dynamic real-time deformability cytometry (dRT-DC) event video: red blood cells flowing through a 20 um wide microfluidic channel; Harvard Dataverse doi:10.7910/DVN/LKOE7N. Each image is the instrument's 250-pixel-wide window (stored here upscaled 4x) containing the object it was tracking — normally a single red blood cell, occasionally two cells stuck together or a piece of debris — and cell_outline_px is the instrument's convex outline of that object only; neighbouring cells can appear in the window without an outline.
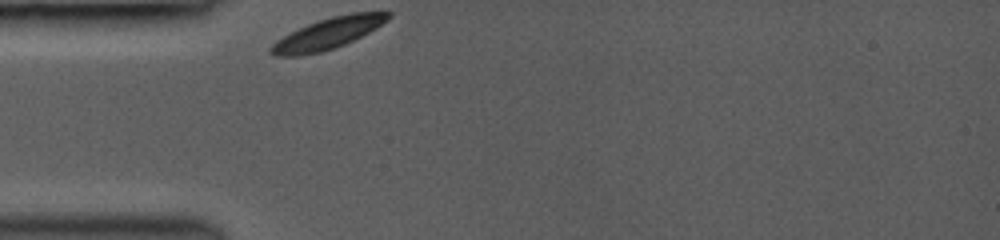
{"species": "common noctule bat (a hibernating species)", "species_latin": "Nyctalus noctula", "temperature_condition": "room temperature", "stored_images_in_passage": 6, "camera_frame_rate_fps": 3000, "um_per_image_px": 0.085, "animal": {"sex": "female", "body_mass_g": 19.0, "forearm_length_mm": 53.3}, "frame": {"image": 1, "passage_image": 1, "time_ms": 0.0, "image_size_px": [1000, 240], "cell_outline_px": [[392, 16], [388, 20], [376, 28], [344, 44], [320, 52], [300, 56], [272, 56], [268, 52], [268, 48], [276, 40], [308, 24], [332, 16], [352, 12], [392, 12]], "centroid_in_image_um": [27.85, 2.85], "position_along_channel_um": 57.1, "area_um2": 21.04}}
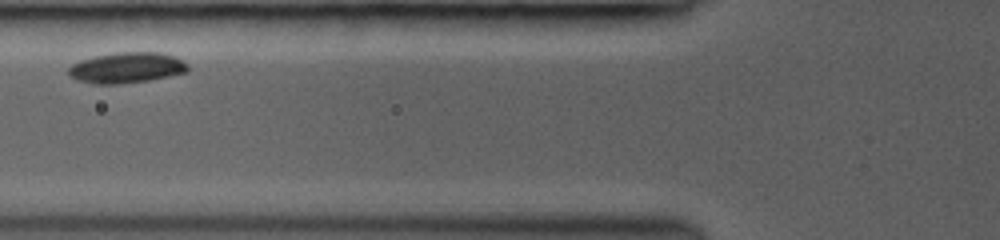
{"frame": {"image": 2, "passage_image": 3, "time_ms": 1.667, "image_size_px": [1000, 240], "cell_outline_px": [[188, 72], [148, 80], [120, 84], [96, 84], [76, 80], [68, 76], [68, 68], [72, 64], [80, 60], [112, 52], [160, 52], [176, 56], [188, 64]], "centroid_in_image_um": [10.76, 5.75], "position_along_channel_um": 115.0, "area_um2": 21.56}}
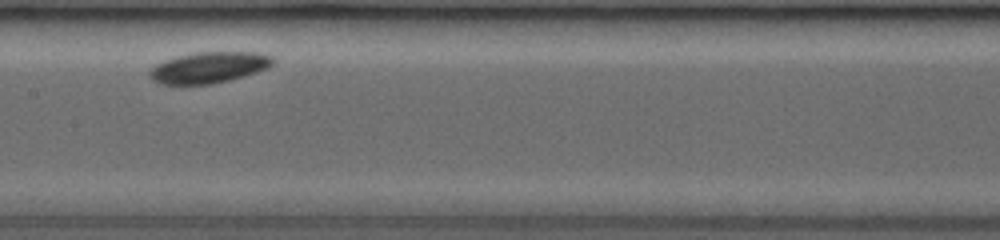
{"frame": {"image": 3, "passage_image": 5, "time_ms": 3.667, "image_size_px": [1000, 240], "cell_outline_px": [[276, 60], [268, 68], [244, 76], [212, 84], [156, 84], [148, 76], [148, 72], [156, 64], [164, 60], [176, 56], [196, 52], [260, 52], [272, 56]], "centroid_in_image_um": [17.74, 5.73], "position_along_channel_um": 189.7, "area_um2": 22.54}}